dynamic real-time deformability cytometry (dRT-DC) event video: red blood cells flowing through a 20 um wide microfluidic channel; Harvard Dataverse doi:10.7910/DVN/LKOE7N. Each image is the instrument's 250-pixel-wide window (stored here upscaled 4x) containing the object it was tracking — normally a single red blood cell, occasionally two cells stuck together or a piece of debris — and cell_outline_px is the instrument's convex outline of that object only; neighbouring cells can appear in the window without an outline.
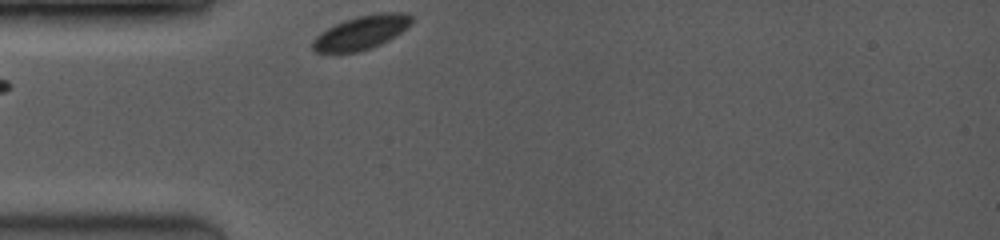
{"species": "common noctule bat (a hibernating species)", "species_latin": "Nyctalus noctula", "temperature_condition": "room temperature", "stored_images_in_passage": 20, "camera_frame_rate_fps": 3500, "um_per_image_px": 0.085, "animal": {"sex": "female", "body_mass_g": 19.0, "forearm_length_mm": 53.3}, "frame": {"image": 1, "passage_image": 1, "time_ms": 0.0, "image_size_px": [1000, 240], "cell_outline_px": [[412, 24], [408, 28], [388, 40], [372, 48], [356, 52], [316, 52], [312, 48], [312, 40], [320, 32], [344, 20], [356, 16], [384, 12], [404, 12], [412, 16]], "centroid_in_image_um": [30.74, 2.75], "position_along_channel_um": 54.3, "area_um2": 19.48}}
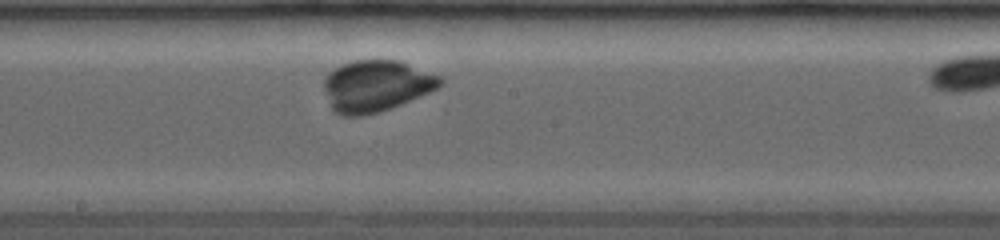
{"frame": {"image": 2, "passage_image": 11, "time_ms": 3.143, "image_size_px": [1000, 240], "cell_outline_px": [[444, 84], [428, 92], [400, 104], [380, 112], [364, 116], [344, 116], [336, 112], [332, 108], [324, 88], [324, 80], [340, 64], [356, 60], [396, 60], [440, 76], [444, 80]], "centroid_in_image_um": [31.97, 7.31], "position_along_channel_um": 216.2, "area_um2": 34.28}}
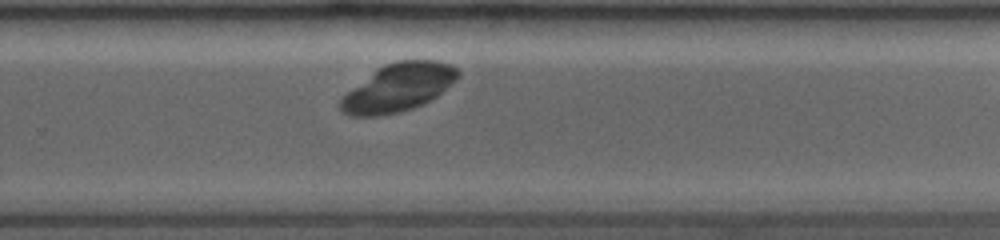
{"frame": {"image": 3, "passage_image": 17, "time_ms": 5.143, "image_size_px": [1000, 240], "cell_outline_px": [[460, 76], [452, 84], [436, 96], [412, 108], [400, 112], [380, 116], [348, 116], [340, 112], [336, 104], [348, 92], [384, 64], [396, 60], [440, 60], [452, 64], [460, 68]], "centroid_in_image_um": [33.88, 7.44], "position_along_channel_um": 295.9, "area_um2": 32.83}}